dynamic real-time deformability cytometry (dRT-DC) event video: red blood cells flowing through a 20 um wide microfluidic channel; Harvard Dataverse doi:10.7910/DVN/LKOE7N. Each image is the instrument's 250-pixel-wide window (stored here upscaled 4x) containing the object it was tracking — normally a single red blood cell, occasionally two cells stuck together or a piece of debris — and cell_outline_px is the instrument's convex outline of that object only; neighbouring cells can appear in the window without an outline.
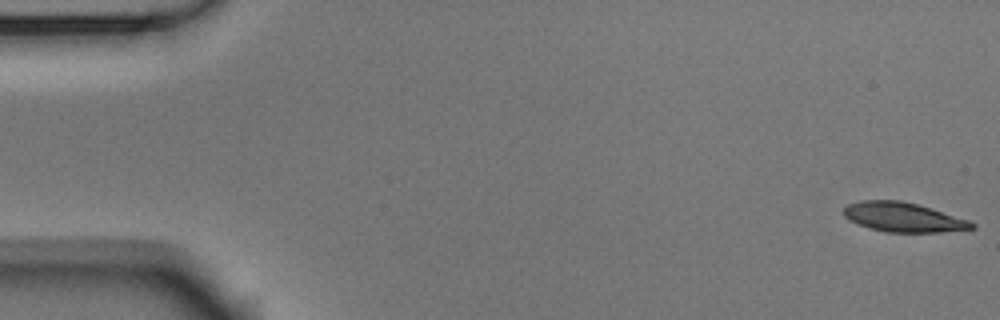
{"species": "Egyptian fruit bat (a non-hibernating species)", "species_latin": "Rousettus aegyptiacus", "temperature_condition": "room temperature", "stored_images_in_passage": 54, "camera_frame_rate_fps": 3000, "um_per_image_px": 0.085, "animal": {"sex": "male"}, "frame": {"image": 1, "passage_image": 1, "time_ms": 0.0, "image_size_px": [1000, 320], "cell_outline_px": [[976, 228], [940, 232], [888, 232], [868, 228], [856, 224], [848, 220], [844, 216], [844, 208], [848, 204], [860, 200], [900, 200], [916, 204], [968, 220], [976, 224]], "centroid_in_image_um": [76.72, 18.47], "position_along_channel_um": 8.3, "area_um2": 21.85}}
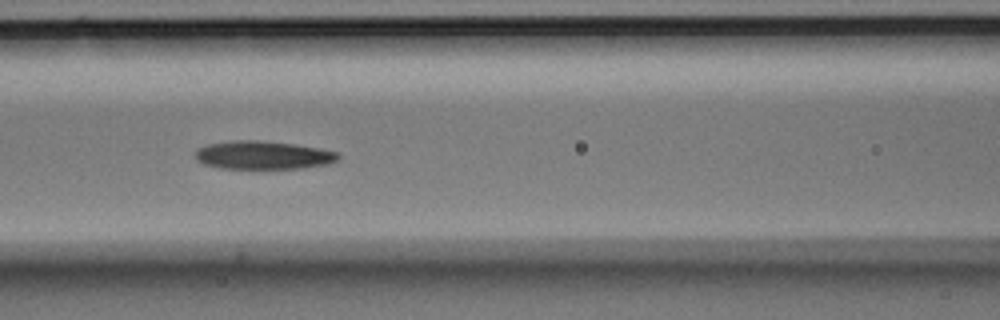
{"frame": {"image": 2, "passage_image": 23, "time_ms": 7.333, "image_size_px": [1000, 320], "cell_outline_px": [[340, 156], [336, 160], [328, 164], [304, 168], [220, 168], [204, 164], [196, 160], [196, 148], [208, 144], [232, 140], [260, 140], [296, 144], [320, 148], [340, 152]], "centroid_in_image_um": [22.38, 13.17], "position_along_channel_um": 144.2, "area_um2": 23.7}}
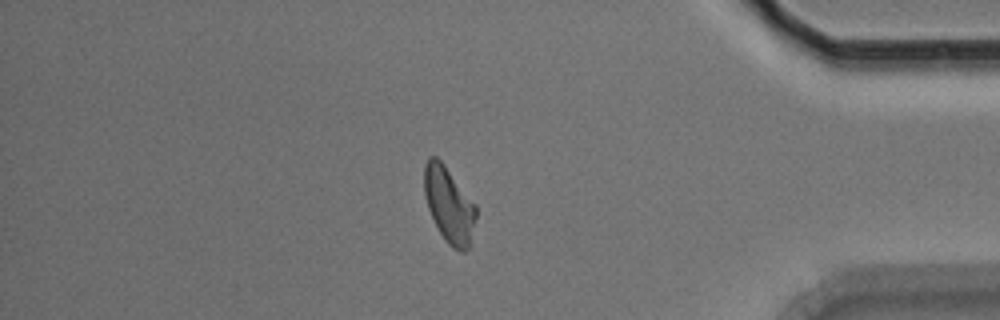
{"frame": {"image": 3, "passage_image": 46, "time_ms": 15.0, "image_size_px": [1000, 320], "cell_outline_px": [[476, 216], [472, 244], [464, 252], [460, 252], [452, 248], [444, 240], [428, 208], [424, 192], [424, 164], [428, 156], [436, 156], [444, 164], [476, 204]], "centroid_in_image_um": [38.19, 17.43], "position_along_channel_um": 397.0, "area_um2": 23.06}, "authors_computed_cell_mechanics": {"area_um2": 23.0911, "velocity_mm_per_s": 3.7127, "shape_relaxation_time_tau1_ms": 5.5009, "shape_relaxation_time_tau2_ms": 8.9005, "deformation_change_tau1": 0.1752, "deformation_change_tau2": 0.2193}}